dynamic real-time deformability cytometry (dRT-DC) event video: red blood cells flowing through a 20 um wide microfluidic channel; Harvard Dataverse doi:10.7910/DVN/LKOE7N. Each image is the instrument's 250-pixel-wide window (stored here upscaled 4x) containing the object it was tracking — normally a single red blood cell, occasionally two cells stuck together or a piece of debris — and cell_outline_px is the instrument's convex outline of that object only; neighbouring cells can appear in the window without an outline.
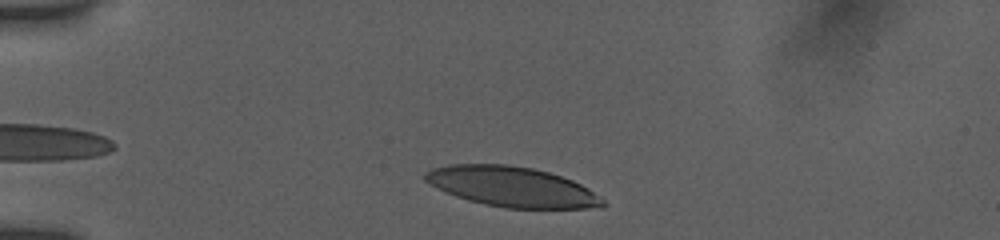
{"species": "human", "species_latin": "Homo sapiens", "temperature_condition": "room temperature", "stored_images_in_passage": 39, "camera_frame_rate_fps": 3000, "um_per_image_px": 0.085, "donor": {"sex": "female"}, "frame": {"image": 1, "passage_image": 4, "time_ms": 1.0, "image_size_px": [1000, 240], "cell_outline_px": [[608, 204], [600, 208], [504, 208], [484, 204], [468, 200], [456, 196], [436, 188], [428, 184], [424, 180], [424, 172], [432, 168], [448, 164], [508, 164], [532, 168], [548, 172], [572, 180], [588, 188], [604, 200]], "centroid_in_image_um": [43.49, 15.87], "position_along_channel_um": 41.5, "area_um2": 41.62}}
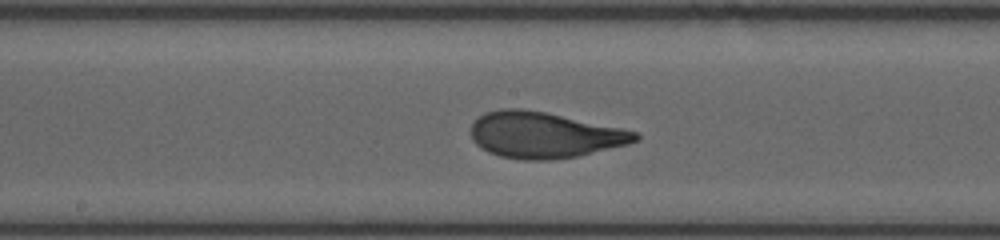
{"frame": {"image": 2, "passage_image": 21, "time_ms": 6.333, "image_size_px": [1000, 240], "cell_outline_px": [[640, 140], [628, 144], [576, 156], [552, 160], [524, 160], [500, 156], [488, 152], [480, 148], [472, 140], [472, 124], [484, 112], [500, 108], [520, 108], [544, 112], [620, 128], [636, 132], [640, 136]], "centroid_in_image_um": [46.22, 11.48], "position_along_channel_um": 202.0, "area_um2": 43.75}}
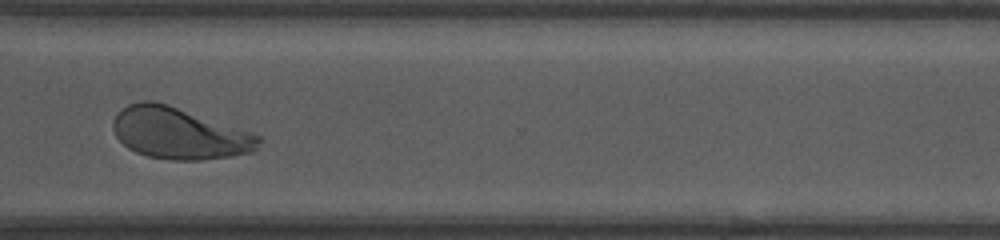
{"frame": {"image": 3, "passage_image": 35, "time_ms": 10.333, "image_size_px": [1000, 240], "cell_outline_px": [[260, 140], [256, 148], [252, 152], [232, 156], [200, 160], [172, 160], [148, 156], [136, 152], [128, 148], [116, 136], [112, 128], [112, 120], [116, 112], [128, 104], [144, 100], [152, 100], [168, 104], [252, 132], [260, 136]], "centroid_in_image_um": [15.19, 11.32], "position_along_channel_um": 355.4, "area_um2": 43.75}, "authors_computed_cell_mechanics": {"area_um2": 43.2344, "velocity_mm_per_s": 3.8482, "shape_relaxation_time_tau1_ms": 3.1742, "shape_relaxation_time_tau2_ms": 0.8009, "deformation_change_tau1": 0.2006, "deformation_change_tau2": 0.0701}}